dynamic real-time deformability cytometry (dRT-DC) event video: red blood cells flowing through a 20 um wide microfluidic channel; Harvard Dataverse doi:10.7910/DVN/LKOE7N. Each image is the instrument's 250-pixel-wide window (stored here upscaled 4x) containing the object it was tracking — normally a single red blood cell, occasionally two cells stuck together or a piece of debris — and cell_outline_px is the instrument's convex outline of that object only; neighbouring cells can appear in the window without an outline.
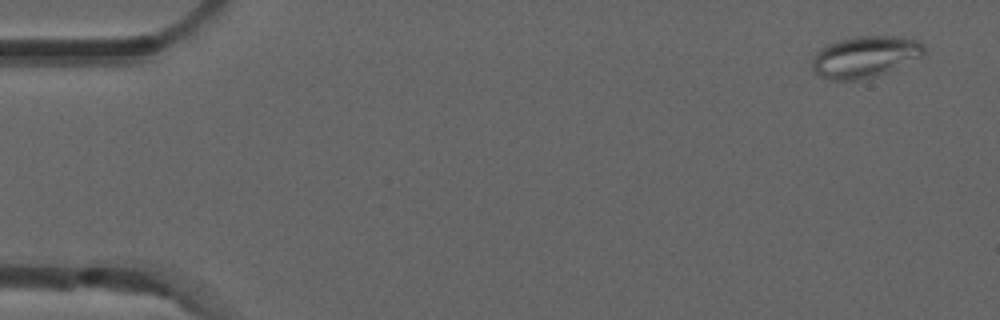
{"species": "common noctule bat (a hibernating species)", "species_latin": "Nyctalus noctula", "temperature_condition": "room temperature", "stored_images_in_passage": 7, "camera_frame_rate_fps": 3000, "um_per_image_px": 0.085, "animal": {"sex": "male", "forearm_length_mm": 52.5}, "frame": {"image": 1, "passage_image": 1, "time_ms": 0.0, "image_size_px": [1000, 320], "cell_outline_px": [[924, 52], [920, 56], [888, 72], [876, 76], [860, 80], [828, 80], [812, 72], [812, 60], [816, 52], [820, 48], [836, 40], [852, 36], [892, 36], [920, 40], [924, 44]], "centroid_in_image_um": [73.47, 4.82], "position_along_channel_um": 11.5, "area_um2": 27.22}}